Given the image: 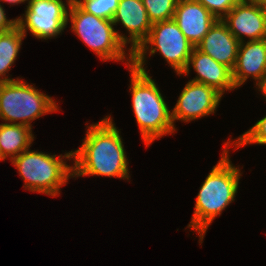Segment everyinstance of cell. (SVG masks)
Returning a JSON list of instances; mask_svg holds the SVG:
<instances>
[{"instance_id":"cell-1","label":"cell","mask_w":266,"mask_h":266,"mask_svg":"<svg viewBox=\"0 0 266 266\" xmlns=\"http://www.w3.org/2000/svg\"><path fill=\"white\" fill-rule=\"evenodd\" d=\"M113 117L86 124L81 146L73 151V177L104 176L129 181V160Z\"/></svg>"},{"instance_id":"cell-2","label":"cell","mask_w":266,"mask_h":266,"mask_svg":"<svg viewBox=\"0 0 266 266\" xmlns=\"http://www.w3.org/2000/svg\"><path fill=\"white\" fill-rule=\"evenodd\" d=\"M232 146H224L222 156L213 166L196 196L192 219L187 228L196 231L199 244L213 220L235 201L239 181L243 173L239 165H233L229 150Z\"/></svg>"},{"instance_id":"cell-3","label":"cell","mask_w":266,"mask_h":266,"mask_svg":"<svg viewBox=\"0 0 266 266\" xmlns=\"http://www.w3.org/2000/svg\"><path fill=\"white\" fill-rule=\"evenodd\" d=\"M129 92L132 109L141 138L146 147L156 139L175 134L177 131L171 117V110L152 76L131 66Z\"/></svg>"},{"instance_id":"cell-4","label":"cell","mask_w":266,"mask_h":266,"mask_svg":"<svg viewBox=\"0 0 266 266\" xmlns=\"http://www.w3.org/2000/svg\"><path fill=\"white\" fill-rule=\"evenodd\" d=\"M64 155H51L30 148L11 160L24 181L23 188L30 192H38L55 197L60 195L61 187L73 177V151ZM67 160V161H66Z\"/></svg>"},{"instance_id":"cell-5","label":"cell","mask_w":266,"mask_h":266,"mask_svg":"<svg viewBox=\"0 0 266 266\" xmlns=\"http://www.w3.org/2000/svg\"><path fill=\"white\" fill-rule=\"evenodd\" d=\"M67 21L71 22L70 27L74 35H77L97 57L99 56L100 60H126L127 67L132 66V52L126 48L128 36L118 32L112 20L92 15L77 5L69 7Z\"/></svg>"},{"instance_id":"cell-6","label":"cell","mask_w":266,"mask_h":266,"mask_svg":"<svg viewBox=\"0 0 266 266\" xmlns=\"http://www.w3.org/2000/svg\"><path fill=\"white\" fill-rule=\"evenodd\" d=\"M193 49L194 45L187 40L173 19L156 22L147 38L132 53V66L147 73V66H144L147 54L153 56L159 52L176 75H179L186 69Z\"/></svg>"},{"instance_id":"cell-7","label":"cell","mask_w":266,"mask_h":266,"mask_svg":"<svg viewBox=\"0 0 266 266\" xmlns=\"http://www.w3.org/2000/svg\"><path fill=\"white\" fill-rule=\"evenodd\" d=\"M34 85L22 78L0 82V119L8 124H22L32 128V121L48 113L58 112L57 101Z\"/></svg>"},{"instance_id":"cell-8","label":"cell","mask_w":266,"mask_h":266,"mask_svg":"<svg viewBox=\"0 0 266 266\" xmlns=\"http://www.w3.org/2000/svg\"><path fill=\"white\" fill-rule=\"evenodd\" d=\"M69 7L60 0H29L25 13L17 17V26L26 37L27 32L41 40H48L67 28Z\"/></svg>"},{"instance_id":"cell-9","label":"cell","mask_w":266,"mask_h":266,"mask_svg":"<svg viewBox=\"0 0 266 266\" xmlns=\"http://www.w3.org/2000/svg\"><path fill=\"white\" fill-rule=\"evenodd\" d=\"M222 96L211 86L189 80L178 96L177 103L171 109L175 128L176 120L187 123L215 114Z\"/></svg>"},{"instance_id":"cell-10","label":"cell","mask_w":266,"mask_h":266,"mask_svg":"<svg viewBox=\"0 0 266 266\" xmlns=\"http://www.w3.org/2000/svg\"><path fill=\"white\" fill-rule=\"evenodd\" d=\"M221 20L239 42L266 39V10L252 0H240Z\"/></svg>"},{"instance_id":"cell-11","label":"cell","mask_w":266,"mask_h":266,"mask_svg":"<svg viewBox=\"0 0 266 266\" xmlns=\"http://www.w3.org/2000/svg\"><path fill=\"white\" fill-rule=\"evenodd\" d=\"M191 68L194 69L196 75L191 81L203 83L205 85L215 88L222 95L225 94V91H231L236 89L233 77L232 70L227 66L218 63L208 54L203 53L194 47L186 69L181 75L190 74Z\"/></svg>"},{"instance_id":"cell-12","label":"cell","mask_w":266,"mask_h":266,"mask_svg":"<svg viewBox=\"0 0 266 266\" xmlns=\"http://www.w3.org/2000/svg\"><path fill=\"white\" fill-rule=\"evenodd\" d=\"M173 20L196 47L218 19L197 0H178Z\"/></svg>"},{"instance_id":"cell-13","label":"cell","mask_w":266,"mask_h":266,"mask_svg":"<svg viewBox=\"0 0 266 266\" xmlns=\"http://www.w3.org/2000/svg\"><path fill=\"white\" fill-rule=\"evenodd\" d=\"M266 75V39L240 42L237 61L232 70L235 87L238 89L248 78L257 86Z\"/></svg>"},{"instance_id":"cell-14","label":"cell","mask_w":266,"mask_h":266,"mask_svg":"<svg viewBox=\"0 0 266 266\" xmlns=\"http://www.w3.org/2000/svg\"><path fill=\"white\" fill-rule=\"evenodd\" d=\"M112 22L114 26L121 24L128 32L132 53L147 38L153 25L142 0H120Z\"/></svg>"},{"instance_id":"cell-15","label":"cell","mask_w":266,"mask_h":266,"mask_svg":"<svg viewBox=\"0 0 266 266\" xmlns=\"http://www.w3.org/2000/svg\"><path fill=\"white\" fill-rule=\"evenodd\" d=\"M239 45L240 42L229 31L227 25L218 19L196 48L233 70L237 61Z\"/></svg>"},{"instance_id":"cell-16","label":"cell","mask_w":266,"mask_h":266,"mask_svg":"<svg viewBox=\"0 0 266 266\" xmlns=\"http://www.w3.org/2000/svg\"><path fill=\"white\" fill-rule=\"evenodd\" d=\"M32 128L22 124L0 123V152L6 160L20 155L31 147L34 141Z\"/></svg>"},{"instance_id":"cell-17","label":"cell","mask_w":266,"mask_h":266,"mask_svg":"<svg viewBox=\"0 0 266 266\" xmlns=\"http://www.w3.org/2000/svg\"><path fill=\"white\" fill-rule=\"evenodd\" d=\"M26 37L16 26L13 30L0 34V82L14 81L20 78H9L7 73L14 65L22 42Z\"/></svg>"},{"instance_id":"cell-18","label":"cell","mask_w":266,"mask_h":266,"mask_svg":"<svg viewBox=\"0 0 266 266\" xmlns=\"http://www.w3.org/2000/svg\"><path fill=\"white\" fill-rule=\"evenodd\" d=\"M250 144L266 145V115L237 139L232 141L230 138L224 142V146H235L234 150Z\"/></svg>"},{"instance_id":"cell-19","label":"cell","mask_w":266,"mask_h":266,"mask_svg":"<svg viewBox=\"0 0 266 266\" xmlns=\"http://www.w3.org/2000/svg\"><path fill=\"white\" fill-rule=\"evenodd\" d=\"M153 23L173 19L178 0H142Z\"/></svg>"},{"instance_id":"cell-20","label":"cell","mask_w":266,"mask_h":266,"mask_svg":"<svg viewBox=\"0 0 266 266\" xmlns=\"http://www.w3.org/2000/svg\"><path fill=\"white\" fill-rule=\"evenodd\" d=\"M120 0H82L79 6L97 17L112 20Z\"/></svg>"},{"instance_id":"cell-21","label":"cell","mask_w":266,"mask_h":266,"mask_svg":"<svg viewBox=\"0 0 266 266\" xmlns=\"http://www.w3.org/2000/svg\"><path fill=\"white\" fill-rule=\"evenodd\" d=\"M217 19H222L240 0H197Z\"/></svg>"},{"instance_id":"cell-22","label":"cell","mask_w":266,"mask_h":266,"mask_svg":"<svg viewBox=\"0 0 266 266\" xmlns=\"http://www.w3.org/2000/svg\"><path fill=\"white\" fill-rule=\"evenodd\" d=\"M17 26V17L8 19L6 17L4 6L0 3V34L13 30Z\"/></svg>"},{"instance_id":"cell-23","label":"cell","mask_w":266,"mask_h":266,"mask_svg":"<svg viewBox=\"0 0 266 266\" xmlns=\"http://www.w3.org/2000/svg\"><path fill=\"white\" fill-rule=\"evenodd\" d=\"M256 88L258 89V91H260V94L262 93V96H264L265 101H266V75L261 80V82L257 85Z\"/></svg>"},{"instance_id":"cell-24","label":"cell","mask_w":266,"mask_h":266,"mask_svg":"<svg viewBox=\"0 0 266 266\" xmlns=\"http://www.w3.org/2000/svg\"><path fill=\"white\" fill-rule=\"evenodd\" d=\"M29 0H0L1 3H8V4H11V5H18V4H21V3H25V2H28Z\"/></svg>"},{"instance_id":"cell-25","label":"cell","mask_w":266,"mask_h":266,"mask_svg":"<svg viewBox=\"0 0 266 266\" xmlns=\"http://www.w3.org/2000/svg\"><path fill=\"white\" fill-rule=\"evenodd\" d=\"M60 1H63V0H60ZM82 0H66V5L68 7H72V6H77L79 5V3L81 2Z\"/></svg>"},{"instance_id":"cell-26","label":"cell","mask_w":266,"mask_h":266,"mask_svg":"<svg viewBox=\"0 0 266 266\" xmlns=\"http://www.w3.org/2000/svg\"><path fill=\"white\" fill-rule=\"evenodd\" d=\"M256 3H258L259 5H261L262 7L266 8V0H252Z\"/></svg>"},{"instance_id":"cell-27","label":"cell","mask_w":266,"mask_h":266,"mask_svg":"<svg viewBox=\"0 0 266 266\" xmlns=\"http://www.w3.org/2000/svg\"><path fill=\"white\" fill-rule=\"evenodd\" d=\"M0 161H5V159L2 157L1 152H0Z\"/></svg>"}]
</instances>
